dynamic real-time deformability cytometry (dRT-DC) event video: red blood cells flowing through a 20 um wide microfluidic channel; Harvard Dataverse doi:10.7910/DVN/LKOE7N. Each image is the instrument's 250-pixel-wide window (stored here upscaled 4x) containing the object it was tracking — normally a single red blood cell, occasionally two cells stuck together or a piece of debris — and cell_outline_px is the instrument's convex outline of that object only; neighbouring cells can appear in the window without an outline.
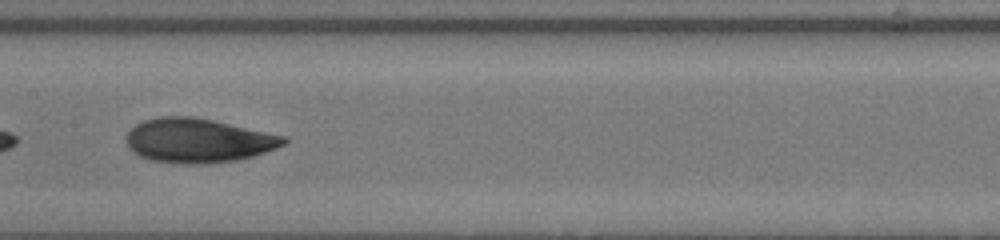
{"species": "human", "species_latin": "Homo sapiens", "temperature_condition": "warm", "stored_images_in_passage": 45, "camera_frame_rate_fps": 3000, "um_per_image_px": 0.085, "donor": {"sex": "male"}, "frame": {"image": 1, "passage_image": 22, "time_ms": 7.0, "image_size_px": [1000, 240], "cell_outline_px": [[288, 140], [284, 144], [276, 148], [252, 156], [236, 160], [200, 164], [184, 164], [148, 160], [132, 152], [128, 148], [124, 140], [124, 136], [136, 124], [144, 120], [160, 116], [196, 116], [288, 136]], "centroid_in_image_um": [16.81, 11.93], "position_along_channel_um": 190.6, "area_um2": 41.04}}
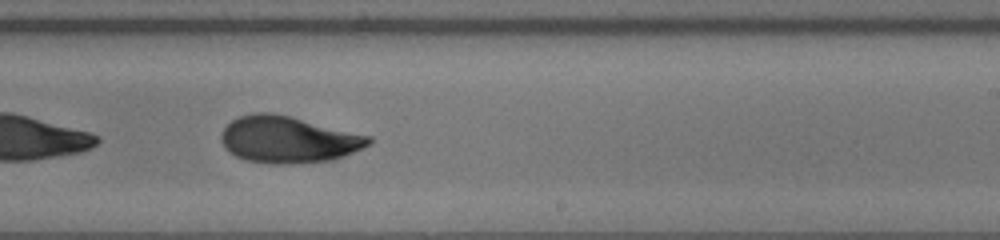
{"frame": {"image": 2, "passage_image": 27, "time_ms": 8.667, "image_size_px": [1000, 240], "cell_outline_px": [[372, 144], [336, 160], [288, 164], [272, 164], [244, 160], [228, 152], [224, 148], [220, 140], [220, 136], [224, 128], [232, 120], [240, 116], [256, 112], [272, 112], [372, 136]], "centroid_in_image_um": [24.5, 11.87], "position_along_channel_um": 264.5, "area_um2": 40.46}}
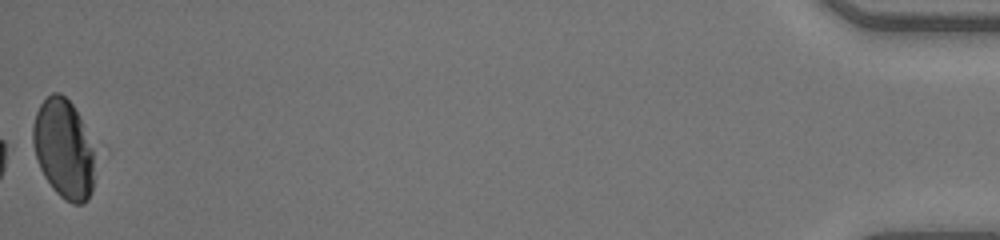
{"frame": {"image": 3, "passage_image": 45, "time_ms": 14.667, "image_size_px": [1000, 240], "cell_outline_px": [[92, 192], [88, 200], [84, 204], [72, 204], [64, 200], [52, 188], [44, 176], [36, 160], [32, 144], [32, 128], [36, 112], [40, 104], [52, 92], [60, 92], [72, 104], [80, 120], [92, 148]], "centroid_in_image_um": [5.36, 12.68], "position_along_channel_um": 429.8, "area_um2": 35.32}}